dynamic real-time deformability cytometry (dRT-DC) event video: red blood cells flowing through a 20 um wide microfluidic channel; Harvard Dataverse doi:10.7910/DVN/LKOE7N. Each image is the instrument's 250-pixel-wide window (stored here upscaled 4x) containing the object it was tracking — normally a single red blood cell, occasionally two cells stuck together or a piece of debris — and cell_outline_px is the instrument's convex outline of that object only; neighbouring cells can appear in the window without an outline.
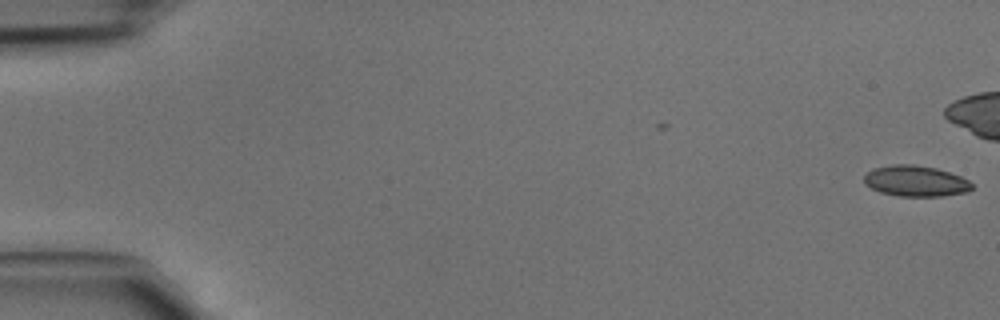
{"species": "common noctule bat (a hibernating species)", "species_latin": "Nyctalus noctula", "temperature_condition": "cold", "stored_images_in_passage": 2, "camera_frame_rate_fps": 3000, "um_per_image_px": 0.085, "animal": {"sex": "male", "body_mass_g": 15.6}, "frame": {"image": 1, "passage_image": 2, "time_ms": 0.333, "image_size_px": [1000, 320], "cell_outline_px": [[972, 188], [968, 192], [940, 196], [900, 196], [880, 192], [864, 184], [864, 176], [872, 168], [892, 164], [912, 164], [936, 168], [960, 176], [968, 180], [972, 184]], "centroid_in_image_um": [77.81, 15.38], "position_along_channel_um": 7.2, "area_um2": 19.36}}